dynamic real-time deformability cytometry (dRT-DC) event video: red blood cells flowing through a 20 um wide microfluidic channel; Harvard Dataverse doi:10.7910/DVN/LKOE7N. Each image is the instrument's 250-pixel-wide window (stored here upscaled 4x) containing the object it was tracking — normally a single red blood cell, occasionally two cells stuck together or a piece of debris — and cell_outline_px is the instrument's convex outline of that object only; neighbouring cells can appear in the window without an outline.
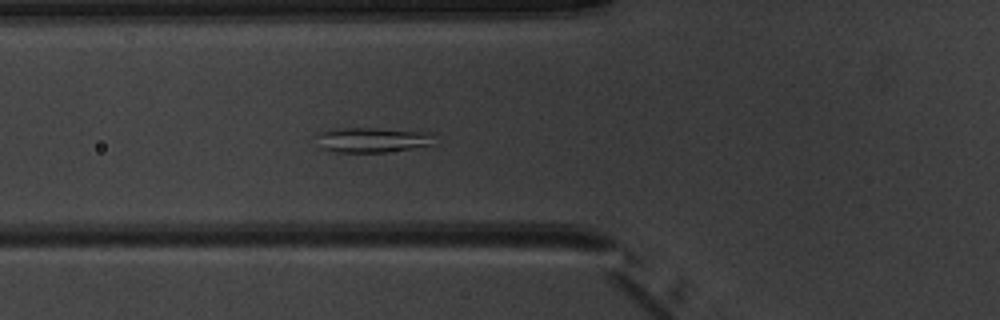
{"species": "common noctule bat (a hibernating species)", "species_latin": "Nyctalus noctula", "temperature_condition": "warm", "stored_images_in_passage": 4, "camera_frame_rate_fps": 3000, "um_per_image_px": 0.085, "animal": {"sex": "male", "body_mass_g": 20.1, "forearm_length_mm": 53.5}, "frame": {"image": 1, "passage_image": 4, "time_ms": 3.333, "image_size_px": [1000, 320], "cell_outline_px": [[436, 144], [412, 148], [384, 152], [336, 152], [320, 148], [316, 136], [316, 132], [336, 128], [376, 128], [436, 132]], "centroid_in_image_um": [31.71, 11.87], "position_along_channel_um": 94.1, "area_um2": 17.69}}